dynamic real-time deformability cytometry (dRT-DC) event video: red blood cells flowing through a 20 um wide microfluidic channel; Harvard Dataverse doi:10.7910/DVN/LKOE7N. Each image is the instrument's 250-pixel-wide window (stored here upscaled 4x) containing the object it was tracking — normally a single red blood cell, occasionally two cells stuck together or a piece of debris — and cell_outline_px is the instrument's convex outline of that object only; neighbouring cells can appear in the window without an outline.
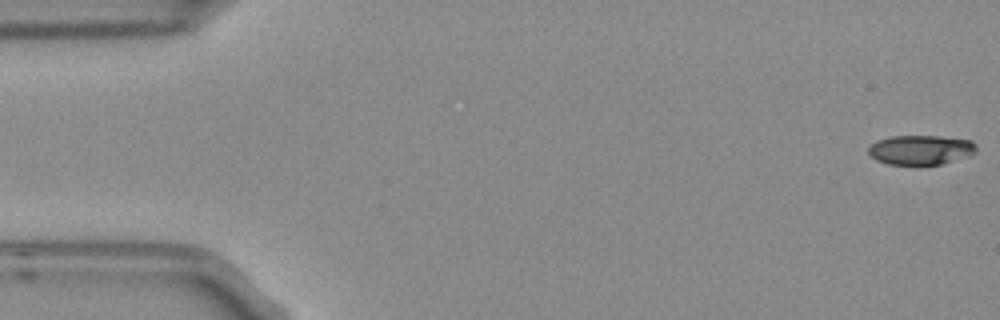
{"species": "Egyptian fruit bat (a non-hibernating species)", "species_latin": "Rousettus aegyptiacus", "temperature_condition": "room temperature", "stored_images_in_passage": 5, "camera_frame_rate_fps": 3000, "um_per_image_px": 0.085, "frame": {"image": 1, "passage_image": 1, "time_ms": 0.0, "image_size_px": [1000, 320], "cell_outline_px": [[976, 152], [968, 156], [940, 164], [916, 168], [888, 164], [876, 160], [868, 152], [868, 148], [876, 140], [892, 136], [940, 136], [972, 140], [976, 144]], "centroid_in_image_um": [78.25, 12.78], "position_along_channel_um": 6.8, "area_um2": 19.25}}
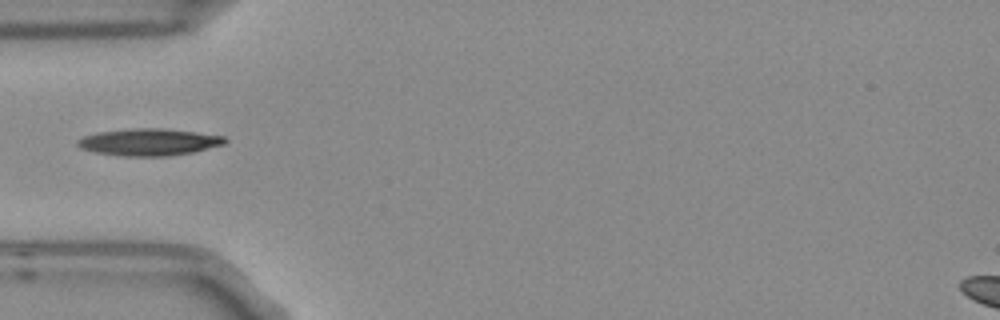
{"frame": {"image": 2, "passage_image": 5, "time_ms": 1.333, "image_size_px": [1000, 320], "cell_outline_px": [[228, 140], [224, 144], [192, 152], [168, 156], [120, 156], [96, 152], [80, 148], [76, 144], [76, 140], [84, 136], [100, 132], [136, 128], [160, 128], [196, 132], [224, 136]], "centroid_in_image_um": [12.65, 12.08], "position_along_channel_um": 72.3, "area_um2": 23.0}}